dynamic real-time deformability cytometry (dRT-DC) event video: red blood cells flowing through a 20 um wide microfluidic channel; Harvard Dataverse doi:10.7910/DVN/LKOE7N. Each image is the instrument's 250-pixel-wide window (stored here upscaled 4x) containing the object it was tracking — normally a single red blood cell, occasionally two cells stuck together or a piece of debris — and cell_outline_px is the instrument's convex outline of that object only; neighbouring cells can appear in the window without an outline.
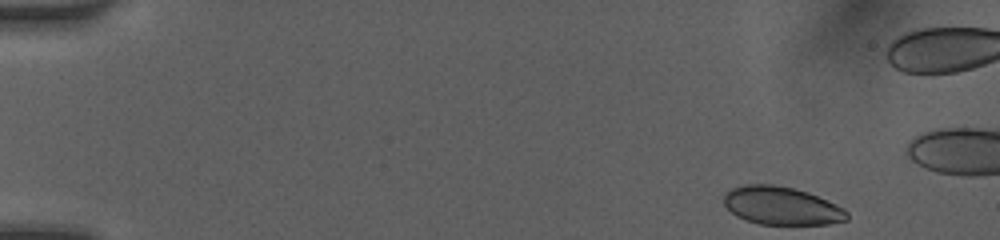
{"species": "human", "species_latin": "Homo sapiens", "temperature_condition": "room temperature", "stored_images_in_passage": 43, "camera_frame_rate_fps": 3000, "um_per_image_px": 0.085, "donor": {"sex": "female"}, "frame": {"image": 1, "passage_image": 1, "time_ms": 0.0, "image_size_px": [1000, 240], "cell_outline_px": [[848, 220], [828, 224], [760, 224], [736, 216], [724, 204], [724, 192], [732, 188], [744, 184], [772, 184], [792, 188], [808, 192], [836, 204], [844, 208], [848, 212]], "centroid_in_image_um": [66.43, 17.48], "position_along_channel_um": 18.6, "area_um2": 27.28}}
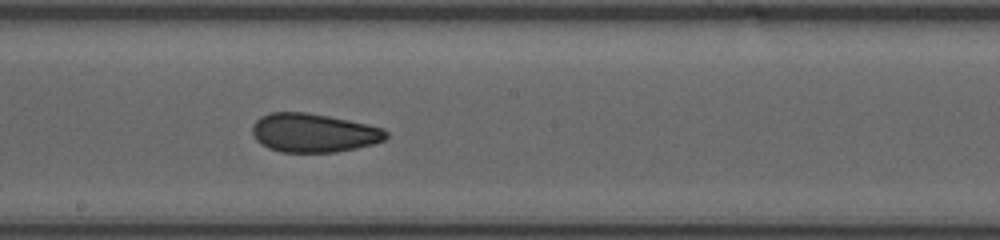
{"frame": {"image": 2, "passage_image": 31, "time_ms": 8.0, "image_size_px": [1000, 240], "cell_outline_px": [[388, 136], [384, 140], [372, 144], [356, 148], [336, 152], [280, 152], [268, 148], [260, 144], [252, 136], [252, 124], [260, 116], [272, 112], [308, 112], [368, 124], [384, 128], [388, 132]], "centroid_in_image_um": [26.63, 11.29], "position_along_channel_um": 221.6, "area_um2": 30.46}}
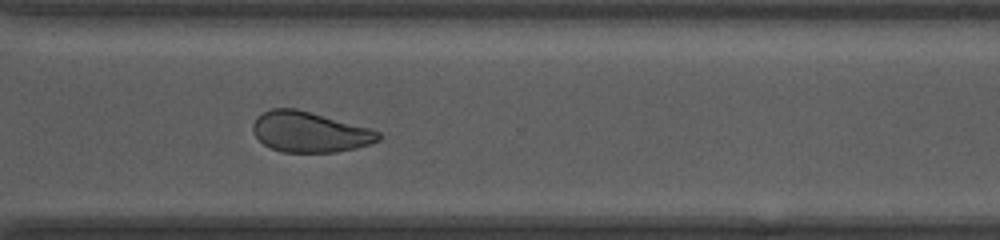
{"frame": {"image": 3, "passage_image": 42, "time_ms": 11.0, "image_size_px": [1000, 240], "cell_outline_px": [[380, 140], [356, 148], [336, 152], [284, 152], [272, 148], [264, 144], [256, 136], [252, 128], [252, 124], [256, 116], [272, 108], [296, 108], [372, 128], [380, 132]], "centroid_in_image_um": [26.33, 11.21], "position_along_channel_um": 344.3, "area_um2": 29.65}}